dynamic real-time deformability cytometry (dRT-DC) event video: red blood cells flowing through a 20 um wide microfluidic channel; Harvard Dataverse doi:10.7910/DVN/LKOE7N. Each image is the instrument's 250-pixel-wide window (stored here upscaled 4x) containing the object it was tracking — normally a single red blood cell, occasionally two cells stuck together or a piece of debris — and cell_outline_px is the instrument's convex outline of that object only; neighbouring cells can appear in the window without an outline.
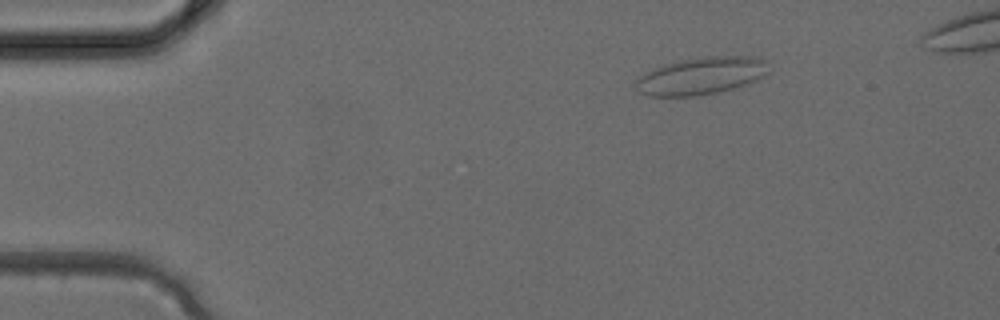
{"species": "common noctule bat (a hibernating species)", "species_latin": "Nyctalus noctula", "temperature_condition": "cold", "stored_images_in_passage": 4, "camera_frame_rate_fps": 3000, "um_per_image_px": 0.085, "animal": {"sex": "female", "body_mass_g": 24.6, "forearm_length_mm": 56.2}, "frame": {"image": 1, "passage_image": 4, "time_ms": 1.0, "image_size_px": [1000, 320], "cell_outline_px": [[772, 60], [768, 72], [764, 76], [748, 84], [716, 92], [692, 96], [648, 96], [636, 92], [636, 80], [640, 76], [656, 68], [680, 60], [708, 56], [756, 56]], "centroid_in_image_um": [59.69, 6.43], "position_along_channel_um": 25.3, "area_um2": 29.07}}